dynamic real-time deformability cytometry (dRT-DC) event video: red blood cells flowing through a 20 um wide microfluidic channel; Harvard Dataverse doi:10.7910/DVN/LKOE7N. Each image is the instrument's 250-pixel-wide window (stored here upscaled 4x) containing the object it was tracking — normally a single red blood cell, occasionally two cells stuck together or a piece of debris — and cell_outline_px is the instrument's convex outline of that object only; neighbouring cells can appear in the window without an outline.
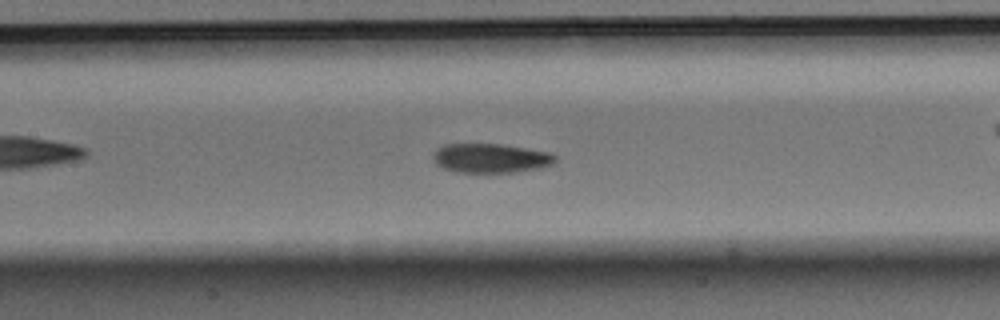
{"species": "Egyptian fruit bat (a non-hibernating species)", "species_latin": "Rousettus aegyptiacus", "temperature_condition": "warm", "stored_images_in_passage": 52, "camera_frame_rate_fps": 3000, "um_per_image_px": 0.085, "animal": {"sex": "male"}, "frame": {"image": 1, "passage_image": 23, "time_ms": 7.333, "image_size_px": [1000, 320], "cell_outline_px": [[556, 164], [540, 168], [516, 172], [456, 172], [440, 168], [436, 164], [432, 156], [436, 148], [444, 144], [500, 144], [548, 152], [556, 156]], "centroid_in_image_um": [41.68, 13.45], "position_along_channel_um": 165.7, "area_um2": 20.98}}
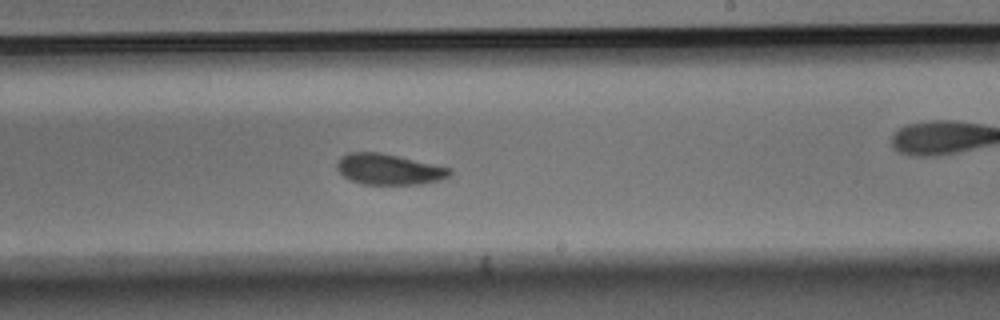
{"frame": {"image": 2, "passage_image": 30, "time_ms": 9.667, "image_size_px": [1000, 320], "cell_outline_px": [[452, 172], [448, 176], [440, 180], [424, 184], [364, 184], [352, 180], [344, 176], [336, 168], [336, 164], [340, 156], [348, 152], [380, 152], [452, 168]], "centroid_in_image_um": [33.05, 14.38], "position_along_channel_um": 256.0, "area_um2": 20.23}, "authors_computed_cell_mechanics": {"area_um2": 20.6924, "velocity_mm_per_s": 3.8815, "shape_relaxation_time_tau1_ms": 4.0309, "shape_relaxation_time_tau2_ms": 5.0102, "deformation_change_tau1": 0.1222, "deformation_change_tau2": 0.1039}}